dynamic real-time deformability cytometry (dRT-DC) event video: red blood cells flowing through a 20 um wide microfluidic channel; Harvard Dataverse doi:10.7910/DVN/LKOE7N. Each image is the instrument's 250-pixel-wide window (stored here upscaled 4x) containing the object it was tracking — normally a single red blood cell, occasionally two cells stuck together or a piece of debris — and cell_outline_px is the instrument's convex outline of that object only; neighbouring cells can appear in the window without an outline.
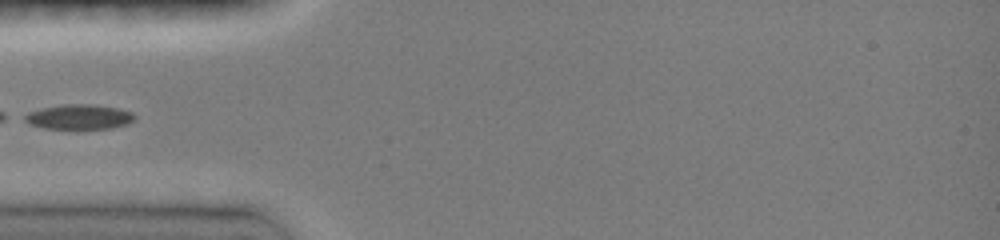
{"species": "common noctule bat (a hibernating species)", "species_latin": "Nyctalus noctula", "temperature_condition": "room temperature", "stored_images_in_passage": 24, "camera_frame_rate_fps": 3000, "um_per_image_px": 0.085, "animal": {"sex": "female", "body_mass_g": 19.0, "forearm_length_mm": 51.5}, "frame": {"image": 1, "passage_image": 8, "time_ms": 4.333, "image_size_px": [1000, 240], "cell_outline_px": [[136, 116], [128, 124], [112, 128], [44, 128], [32, 124], [24, 120], [20, 116], [28, 112], [40, 108], [60, 104], [92, 104], [120, 108], [132, 112]], "centroid_in_image_um": [6.71, 9.91], "position_along_channel_um": 78.3, "area_um2": 16.01}}
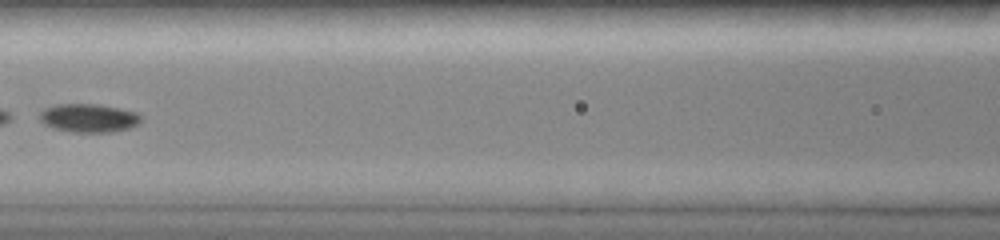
{"frame": {"image": 2, "passage_image": 11, "time_ms": 6.333, "image_size_px": [1000, 240], "cell_outline_px": [[140, 120], [136, 124], [128, 128], [112, 132], [72, 132], [52, 128], [44, 124], [40, 120], [40, 112], [44, 108], [56, 104], [96, 104], [120, 108], [136, 112], [140, 116]], "centroid_in_image_um": [7.49, 10.03], "position_along_channel_um": 159.1, "area_um2": 16.76}}
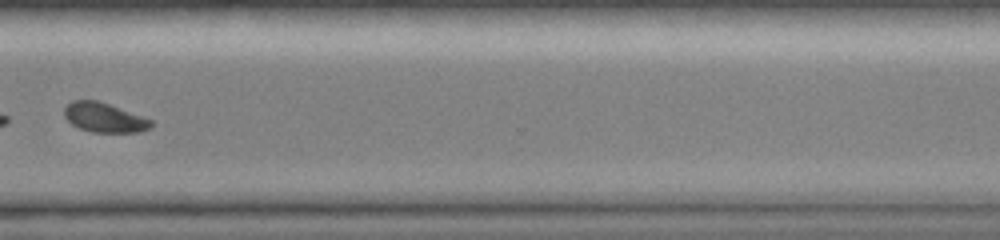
{"frame": {"image": 3, "passage_image": 20, "time_ms": 11.333, "image_size_px": [1000, 240], "cell_outline_px": [[152, 128], [140, 132], [92, 132], [80, 128], [72, 124], [64, 116], [64, 108], [72, 100], [96, 100], [108, 104], [152, 120]], "centroid_in_image_um": [8.86, 10.0], "position_along_channel_um": 361.7, "area_um2": 14.74}, "authors_computed_cell_mechanics": {"area_um2": 16.9354, "velocity_mm_per_s": 4.0417, "shape_relaxation_time_tau1_ms": 2.5727, "shape_relaxation_time_tau2_ms": null, "deformation_change_tau1": 0.1122, "deformation_change_tau2": null}}